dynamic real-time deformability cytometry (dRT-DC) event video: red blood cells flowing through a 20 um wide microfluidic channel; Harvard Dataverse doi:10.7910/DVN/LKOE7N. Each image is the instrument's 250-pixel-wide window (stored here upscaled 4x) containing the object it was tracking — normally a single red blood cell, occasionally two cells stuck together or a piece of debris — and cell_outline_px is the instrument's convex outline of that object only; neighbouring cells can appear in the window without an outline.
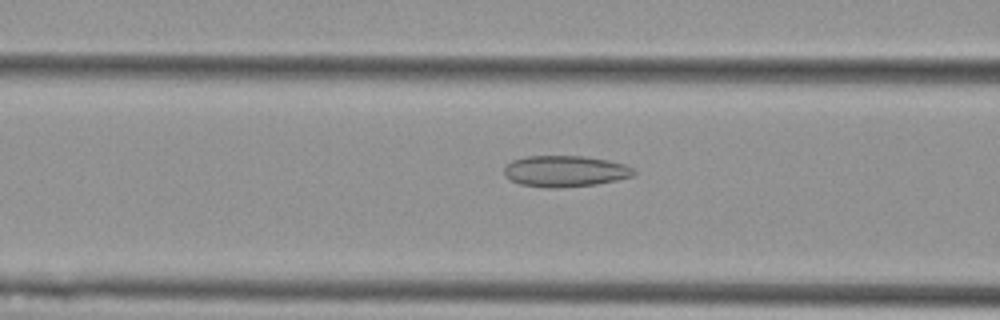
{"species": "Egyptian fruit bat (a non-hibernating species)", "species_latin": "Rousettus aegyptiacus", "temperature_condition": "cold", "stored_images_in_passage": 47, "camera_frame_rate_fps": 3000, "um_per_image_px": 0.085, "animal": {"sex": "female"}, "frame": {"image": 1, "passage_image": 14, "time_ms": 4.333, "image_size_px": [1000, 320], "cell_outline_px": [[636, 172], [632, 176], [616, 180], [596, 184], [560, 188], [544, 188], [520, 184], [504, 176], [504, 168], [512, 160], [524, 156], [584, 156], [608, 160], [624, 164], [632, 168]], "centroid_in_image_um": [48.01, 14.55], "position_along_channel_um": 118.6, "area_um2": 23.64}}
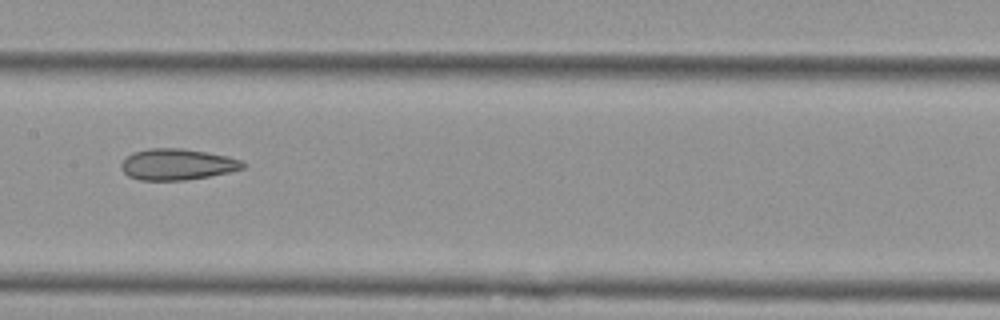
{"frame": {"image": 2, "passage_image": 20, "time_ms": 6.333, "image_size_px": [1000, 320], "cell_outline_px": [[244, 168], [228, 172], [208, 176], [184, 180], [140, 180], [128, 176], [120, 168], [120, 164], [132, 152], [148, 148], [180, 148], [228, 156], [240, 160], [244, 164]], "centroid_in_image_um": [15.02, 13.97], "position_along_channel_um": 192.4, "area_um2": 21.91}}
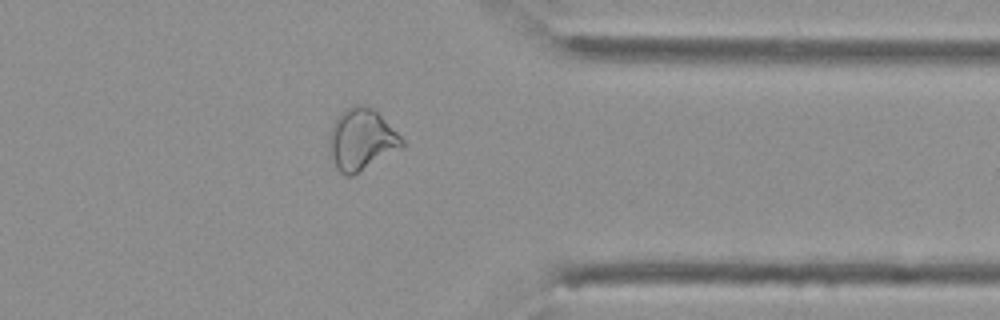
{"frame": {"image": 3, "passage_image": 36, "time_ms": 11.667, "image_size_px": [1000, 320], "cell_outline_px": [[404, 144], [400, 148], [352, 176], [344, 176], [336, 168], [328, 156], [328, 136], [332, 124], [352, 104], [364, 104], [372, 108], [404, 140]], "centroid_in_image_um": [30.65, 11.88], "position_along_channel_um": 380.7, "area_um2": 25.84}, "authors_computed_cell_mechanics": {"area_um2": 24.9696, "velocity_mm_per_s": 3.6908, "shape_relaxation_time_tau1_ms": null, "shape_relaxation_time_tau2_ms": 3.8365, "deformation_change_tau1": null, "deformation_change_tau2": 0.1167}}